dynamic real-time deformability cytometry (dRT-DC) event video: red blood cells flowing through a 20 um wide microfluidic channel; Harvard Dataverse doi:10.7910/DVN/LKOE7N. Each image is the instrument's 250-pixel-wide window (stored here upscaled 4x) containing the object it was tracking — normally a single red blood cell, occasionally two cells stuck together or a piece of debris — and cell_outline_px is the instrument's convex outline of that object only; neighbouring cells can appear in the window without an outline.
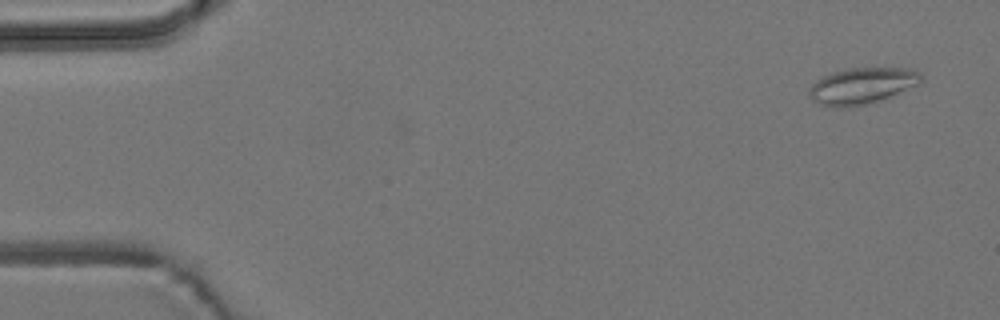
{"species": "common noctule bat (a hibernating species)", "species_latin": "Nyctalus noctula", "temperature_condition": "room temperature", "stored_images_in_passage": 4, "camera_frame_rate_fps": 3000, "um_per_image_px": 0.085, "animal": {"sex": "male", "body_mass_g": 19.2, "forearm_length_mm": 51.8}, "frame": {"image": 1, "passage_image": 1, "time_ms": 0.0, "image_size_px": [1000, 320], "cell_outline_px": [[924, 80], [916, 84], [872, 104], [848, 108], [836, 108], [820, 104], [812, 100], [808, 92], [808, 88], [816, 80], [832, 72], [848, 68], [908, 68], [920, 72]], "centroid_in_image_um": [73.23, 7.31], "position_along_channel_um": 11.8, "area_um2": 23.81}}